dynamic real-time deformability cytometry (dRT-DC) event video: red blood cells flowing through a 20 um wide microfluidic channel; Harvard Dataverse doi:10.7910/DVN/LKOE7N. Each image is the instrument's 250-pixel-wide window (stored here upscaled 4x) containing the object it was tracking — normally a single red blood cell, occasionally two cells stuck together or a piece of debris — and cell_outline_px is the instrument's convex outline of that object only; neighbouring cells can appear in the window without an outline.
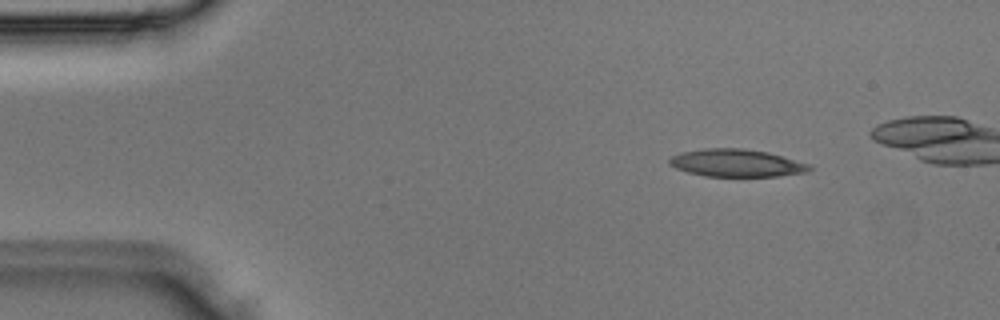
{"species": "Egyptian fruit bat (a non-hibernating species)", "species_latin": "Rousettus aegyptiacus", "temperature_condition": "room temperature", "stored_images_in_passage": 4, "camera_frame_rate_fps": 3000, "um_per_image_px": 0.085, "animal": {"sex": "male"}, "frame": {"image": 1, "passage_image": 2, "time_ms": 0.333, "image_size_px": [1000, 320], "cell_outline_px": [[812, 168], [804, 172], [776, 176], [704, 176], [688, 172], [676, 168], [668, 164], [668, 160], [672, 156], [680, 152], [704, 148], [744, 148], [768, 152], [812, 164]], "centroid_in_image_um": [62.58, 13.84], "position_along_channel_um": 22.4, "area_um2": 22.54}}